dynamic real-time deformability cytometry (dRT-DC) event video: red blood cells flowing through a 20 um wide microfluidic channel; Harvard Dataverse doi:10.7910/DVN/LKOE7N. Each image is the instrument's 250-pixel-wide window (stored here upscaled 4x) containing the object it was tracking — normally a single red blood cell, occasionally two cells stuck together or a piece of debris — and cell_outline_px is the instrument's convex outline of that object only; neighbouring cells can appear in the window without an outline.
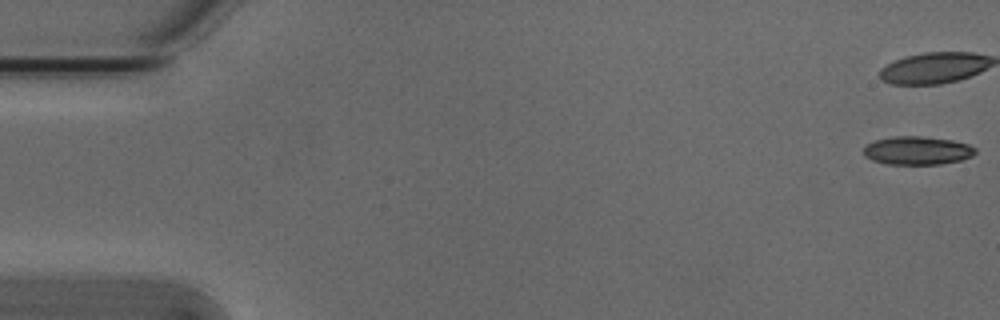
{"species": "Egyptian fruit bat (a non-hibernating species)", "species_latin": "Rousettus aegyptiacus", "temperature_condition": "cold", "stored_images_in_passage": 14, "camera_frame_rate_fps": 3000, "um_per_image_px": 0.085, "animal": {"sex": "male"}, "frame": {"image": 1, "passage_image": 1, "time_ms": 0.0, "image_size_px": [1000, 320], "cell_outline_px": [[976, 152], [972, 156], [960, 160], [940, 164], [888, 164], [872, 160], [864, 156], [864, 148], [868, 144], [876, 140], [892, 136], [920, 136], [952, 140], [968, 144], [976, 148]], "centroid_in_image_um": [77.98, 12.79], "position_along_channel_um": 7.0, "area_um2": 18.38}}